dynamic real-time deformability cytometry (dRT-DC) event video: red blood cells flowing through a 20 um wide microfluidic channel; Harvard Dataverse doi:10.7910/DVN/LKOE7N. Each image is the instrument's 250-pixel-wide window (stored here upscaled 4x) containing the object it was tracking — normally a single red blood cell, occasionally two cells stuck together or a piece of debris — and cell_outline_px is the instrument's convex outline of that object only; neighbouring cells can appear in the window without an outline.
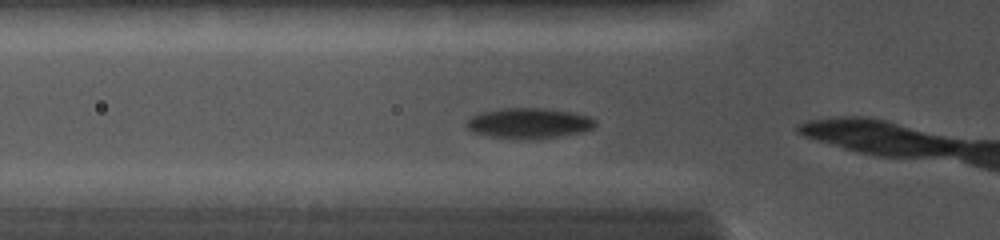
{"species": "common noctule bat (a hibernating species)", "species_latin": "Nyctalus noctula", "temperature_condition": "cold", "stored_images_in_passage": 7, "camera_frame_rate_fps": 5000, "um_per_image_px": 0.085, "animal": {"sex": "female", "body_mass_g": 19.0, "forearm_length_mm": 56.7}, "frame": {"image": 1, "passage_image": 4, "time_ms": 0.8, "image_size_px": [1000, 240], "cell_outline_px": [[596, 124], [592, 128], [580, 132], [556, 136], [488, 136], [472, 132], [464, 124], [472, 116], [480, 112], [500, 108], [544, 108], [572, 112], [588, 116], [596, 120]], "centroid_in_image_um": [44.93, 10.41], "position_along_channel_um": 80.9, "area_um2": 21.85}}